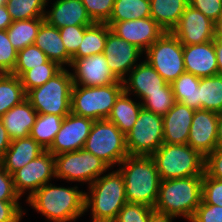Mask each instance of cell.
Returning <instances> with one entry per match:
<instances>
[{"label": "cell", "mask_w": 222, "mask_h": 222, "mask_svg": "<svg viewBox=\"0 0 222 222\" xmlns=\"http://www.w3.org/2000/svg\"><path fill=\"white\" fill-rule=\"evenodd\" d=\"M189 5L216 22L222 16V0H189Z\"/></svg>", "instance_id": "obj_45"}, {"label": "cell", "mask_w": 222, "mask_h": 222, "mask_svg": "<svg viewBox=\"0 0 222 222\" xmlns=\"http://www.w3.org/2000/svg\"><path fill=\"white\" fill-rule=\"evenodd\" d=\"M45 53L35 44L18 51L17 62L11 74L21 77L26 71L40 66L48 61Z\"/></svg>", "instance_id": "obj_37"}, {"label": "cell", "mask_w": 222, "mask_h": 222, "mask_svg": "<svg viewBox=\"0 0 222 222\" xmlns=\"http://www.w3.org/2000/svg\"><path fill=\"white\" fill-rule=\"evenodd\" d=\"M173 219H175V217L154 209L150 213L149 222H172Z\"/></svg>", "instance_id": "obj_51"}, {"label": "cell", "mask_w": 222, "mask_h": 222, "mask_svg": "<svg viewBox=\"0 0 222 222\" xmlns=\"http://www.w3.org/2000/svg\"><path fill=\"white\" fill-rule=\"evenodd\" d=\"M214 47L217 58V74L222 76V40L214 39Z\"/></svg>", "instance_id": "obj_52"}, {"label": "cell", "mask_w": 222, "mask_h": 222, "mask_svg": "<svg viewBox=\"0 0 222 222\" xmlns=\"http://www.w3.org/2000/svg\"><path fill=\"white\" fill-rule=\"evenodd\" d=\"M204 172L211 178L222 180V148H216L205 157Z\"/></svg>", "instance_id": "obj_47"}, {"label": "cell", "mask_w": 222, "mask_h": 222, "mask_svg": "<svg viewBox=\"0 0 222 222\" xmlns=\"http://www.w3.org/2000/svg\"><path fill=\"white\" fill-rule=\"evenodd\" d=\"M175 102L171 84L168 83L163 88V92L147 93V98L142 102V107L164 116L174 106Z\"/></svg>", "instance_id": "obj_38"}, {"label": "cell", "mask_w": 222, "mask_h": 222, "mask_svg": "<svg viewBox=\"0 0 222 222\" xmlns=\"http://www.w3.org/2000/svg\"><path fill=\"white\" fill-rule=\"evenodd\" d=\"M12 24V19L5 4L0 5V30H7Z\"/></svg>", "instance_id": "obj_50"}, {"label": "cell", "mask_w": 222, "mask_h": 222, "mask_svg": "<svg viewBox=\"0 0 222 222\" xmlns=\"http://www.w3.org/2000/svg\"><path fill=\"white\" fill-rule=\"evenodd\" d=\"M52 177L55 178V157L47 150L12 174L15 191L21 198L28 190L27 199L50 183Z\"/></svg>", "instance_id": "obj_12"}, {"label": "cell", "mask_w": 222, "mask_h": 222, "mask_svg": "<svg viewBox=\"0 0 222 222\" xmlns=\"http://www.w3.org/2000/svg\"><path fill=\"white\" fill-rule=\"evenodd\" d=\"M199 99L201 109L222 113V76L200 78Z\"/></svg>", "instance_id": "obj_33"}, {"label": "cell", "mask_w": 222, "mask_h": 222, "mask_svg": "<svg viewBox=\"0 0 222 222\" xmlns=\"http://www.w3.org/2000/svg\"><path fill=\"white\" fill-rule=\"evenodd\" d=\"M11 144V139L7 133L6 128L3 126V123L0 119V162L3 160L6 150Z\"/></svg>", "instance_id": "obj_49"}, {"label": "cell", "mask_w": 222, "mask_h": 222, "mask_svg": "<svg viewBox=\"0 0 222 222\" xmlns=\"http://www.w3.org/2000/svg\"><path fill=\"white\" fill-rule=\"evenodd\" d=\"M12 175L0 165V201H19Z\"/></svg>", "instance_id": "obj_46"}, {"label": "cell", "mask_w": 222, "mask_h": 222, "mask_svg": "<svg viewBox=\"0 0 222 222\" xmlns=\"http://www.w3.org/2000/svg\"><path fill=\"white\" fill-rule=\"evenodd\" d=\"M49 60L57 62L61 67L71 66L72 57L67 53L62 42L59 29L44 21L37 33L35 43Z\"/></svg>", "instance_id": "obj_25"}, {"label": "cell", "mask_w": 222, "mask_h": 222, "mask_svg": "<svg viewBox=\"0 0 222 222\" xmlns=\"http://www.w3.org/2000/svg\"><path fill=\"white\" fill-rule=\"evenodd\" d=\"M47 0H5L12 21L44 18Z\"/></svg>", "instance_id": "obj_35"}, {"label": "cell", "mask_w": 222, "mask_h": 222, "mask_svg": "<svg viewBox=\"0 0 222 222\" xmlns=\"http://www.w3.org/2000/svg\"><path fill=\"white\" fill-rule=\"evenodd\" d=\"M202 181L203 176L161 180L153 209L190 221L202 201Z\"/></svg>", "instance_id": "obj_4"}, {"label": "cell", "mask_w": 222, "mask_h": 222, "mask_svg": "<svg viewBox=\"0 0 222 222\" xmlns=\"http://www.w3.org/2000/svg\"><path fill=\"white\" fill-rule=\"evenodd\" d=\"M18 201H0V222H20L25 212Z\"/></svg>", "instance_id": "obj_48"}, {"label": "cell", "mask_w": 222, "mask_h": 222, "mask_svg": "<svg viewBox=\"0 0 222 222\" xmlns=\"http://www.w3.org/2000/svg\"><path fill=\"white\" fill-rule=\"evenodd\" d=\"M199 83V77H196L188 72L181 74L171 83L175 100L194 110L201 109V100L199 99Z\"/></svg>", "instance_id": "obj_30"}, {"label": "cell", "mask_w": 222, "mask_h": 222, "mask_svg": "<svg viewBox=\"0 0 222 222\" xmlns=\"http://www.w3.org/2000/svg\"><path fill=\"white\" fill-rule=\"evenodd\" d=\"M118 166L125 182L127 203L154 208L161 178L151 156H127Z\"/></svg>", "instance_id": "obj_2"}, {"label": "cell", "mask_w": 222, "mask_h": 222, "mask_svg": "<svg viewBox=\"0 0 222 222\" xmlns=\"http://www.w3.org/2000/svg\"><path fill=\"white\" fill-rule=\"evenodd\" d=\"M126 78L123 80L124 92H133L142 100L141 103L147 98V93L163 92L168 84L146 60L132 68Z\"/></svg>", "instance_id": "obj_19"}, {"label": "cell", "mask_w": 222, "mask_h": 222, "mask_svg": "<svg viewBox=\"0 0 222 222\" xmlns=\"http://www.w3.org/2000/svg\"><path fill=\"white\" fill-rule=\"evenodd\" d=\"M88 189L84 209H91L92 222H113L127 203L124 178L118 169L103 174Z\"/></svg>", "instance_id": "obj_3"}, {"label": "cell", "mask_w": 222, "mask_h": 222, "mask_svg": "<svg viewBox=\"0 0 222 222\" xmlns=\"http://www.w3.org/2000/svg\"><path fill=\"white\" fill-rule=\"evenodd\" d=\"M48 221L72 222L85 213V191L78 187H58L47 183L26 200Z\"/></svg>", "instance_id": "obj_1"}, {"label": "cell", "mask_w": 222, "mask_h": 222, "mask_svg": "<svg viewBox=\"0 0 222 222\" xmlns=\"http://www.w3.org/2000/svg\"><path fill=\"white\" fill-rule=\"evenodd\" d=\"M185 72L199 78L217 75L214 40L196 45H183Z\"/></svg>", "instance_id": "obj_20"}, {"label": "cell", "mask_w": 222, "mask_h": 222, "mask_svg": "<svg viewBox=\"0 0 222 222\" xmlns=\"http://www.w3.org/2000/svg\"><path fill=\"white\" fill-rule=\"evenodd\" d=\"M151 17L150 0H115L107 22H122Z\"/></svg>", "instance_id": "obj_34"}, {"label": "cell", "mask_w": 222, "mask_h": 222, "mask_svg": "<svg viewBox=\"0 0 222 222\" xmlns=\"http://www.w3.org/2000/svg\"><path fill=\"white\" fill-rule=\"evenodd\" d=\"M55 157V178L67 182H81L90 186L110 167L100 158L84 148L72 152H64Z\"/></svg>", "instance_id": "obj_9"}, {"label": "cell", "mask_w": 222, "mask_h": 222, "mask_svg": "<svg viewBox=\"0 0 222 222\" xmlns=\"http://www.w3.org/2000/svg\"><path fill=\"white\" fill-rule=\"evenodd\" d=\"M5 4V0H0V5Z\"/></svg>", "instance_id": "obj_55"}, {"label": "cell", "mask_w": 222, "mask_h": 222, "mask_svg": "<svg viewBox=\"0 0 222 222\" xmlns=\"http://www.w3.org/2000/svg\"><path fill=\"white\" fill-rule=\"evenodd\" d=\"M123 91V81L120 80L107 86L73 85L71 112L93 120L107 119Z\"/></svg>", "instance_id": "obj_7"}, {"label": "cell", "mask_w": 222, "mask_h": 222, "mask_svg": "<svg viewBox=\"0 0 222 222\" xmlns=\"http://www.w3.org/2000/svg\"><path fill=\"white\" fill-rule=\"evenodd\" d=\"M26 99L21 80L11 73L0 74V118Z\"/></svg>", "instance_id": "obj_31"}, {"label": "cell", "mask_w": 222, "mask_h": 222, "mask_svg": "<svg viewBox=\"0 0 222 222\" xmlns=\"http://www.w3.org/2000/svg\"><path fill=\"white\" fill-rule=\"evenodd\" d=\"M103 53L109 69L120 81L126 79V75L138 64L139 57L143 54L135 45L118 37L112 31L107 34Z\"/></svg>", "instance_id": "obj_17"}, {"label": "cell", "mask_w": 222, "mask_h": 222, "mask_svg": "<svg viewBox=\"0 0 222 222\" xmlns=\"http://www.w3.org/2000/svg\"><path fill=\"white\" fill-rule=\"evenodd\" d=\"M38 116L31 103L25 99L7 111L0 119L11 140L30 136Z\"/></svg>", "instance_id": "obj_24"}, {"label": "cell", "mask_w": 222, "mask_h": 222, "mask_svg": "<svg viewBox=\"0 0 222 222\" xmlns=\"http://www.w3.org/2000/svg\"><path fill=\"white\" fill-rule=\"evenodd\" d=\"M111 28L106 23H93L85 29L77 52L72 58H83L104 52L107 34Z\"/></svg>", "instance_id": "obj_28"}, {"label": "cell", "mask_w": 222, "mask_h": 222, "mask_svg": "<svg viewBox=\"0 0 222 222\" xmlns=\"http://www.w3.org/2000/svg\"><path fill=\"white\" fill-rule=\"evenodd\" d=\"M151 157L161 180L203 176L205 157L188 144L163 143Z\"/></svg>", "instance_id": "obj_5"}, {"label": "cell", "mask_w": 222, "mask_h": 222, "mask_svg": "<svg viewBox=\"0 0 222 222\" xmlns=\"http://www.w3.org/2000/svg\"><path fill=\"white\" fill-rule=\"evenodd\" d=\"M88 26H67L59 29L62 42L67 53L72 57L82 42L85 29Z\"/></svg>", "instance_id": "obj_43"}, {"label": "cell", "mask_w": 222, "mask_h": 222, "mask_svg": "<svg viewBox=\"0 0 222 222\" xmlns=\"http://www.w3.org/2000/svg\"><path fill=\"white\" fill-rule=\"evenodd\" d=\"M72 87L71 72L64 67L42 86L29 90L26 99L38 114L65 117L71 112Z\"/></svg>", "instance_id": "obj_6"}, {"label": "cell", "mask_w": 222, "mask_h": 222, "mask_svg": "<svg viewBox=\"0 0 222 222\" xmlns=\"http://www.w3.org/2000/svg\"><path fill=\"white\" fill-rule=\"evenodd\" d=\"M124 91L116 99L112 111L107 118L126 135L137 121L142 103L133 101Z\"/></svg>", "instance_id": "obj_27"}, {"label": "cell", "mask_w": 222, "mask_h": 222, "mask_svg": "<svg viewBox=\"0 0 222 222\" xmlns=\"http://www.w3.org/2000/svg\"><path fill=\"white\" fill-rule=\"evenodd\" d=\"M106 24L118 37L135 45L143 53L166 32L152 17Z\"/></svg>", "instance_id": "obj_16"}, {"label": "cell", "mask_w": 222, "mask_h": 222, "mask_svg": "<svg viewBox=\"0 0 222 222\" xmlns=\"http://www.w3.org/2000/svg\"><path fill=\"white\" fill-rule=\"evenodd\" d=\"M94 23H106L113 11L115 0H81Z\"/></svg>", "instance_id": "obj_40"}, {"label": "cell", "mask_w": 222, "mask_h": 222, "mask_svg": "<svg viewBox=\"0 0 222 222\" xmlns=\"http://www.w3.org/2000/svg\"><path fill=\"white\" fill-rule=\"evenodd\" d=\"M190 222H222V206L201 201Z\"/></svg>", "instance_id": "obj_44"}, {"label": "cell", "mask_w": 222, "mask_h": 222, "mask_svg": "<svg viewBox=\"0 0 222 222\" xmlns=\"http://www.w3.org/2000/svg\"><path fill=\"white\" fill-rule=\"evenodd\" d=\"M18 51L12 46L6 30H0V74L12 73Z\"/></svg>", "instance_id": "obj_41"}, {"label": "cell", "mask_w": 222, "mask_h": 222, "mask_svg": "<svg viewBox=\"0 0 222 222\" xmlns=\"http://www.w3.org/2000/svg\"><path fill=\"white\" fill-rule=\"evenodd\" d=\"M153 210L144 204L126 203L113 222H149Z\"/></svg>", "instance_id": "obj_39"}, {"label": "cell", "mask_w": 222, "mask_h": 222, "mask_svg": "<svg viewBox=\"0 0 222 222\" xmlns=\"http://www.w3.org/2000/svg\"><path fill=\"white\" fill-rule=\"evenodd\" d=\"M70 67L74 71L71 73L73 85L107 86L119 81L109 69L104 53L72 58Z\"/></svg>", "instance_id": "obj_14"}, {"label": "cell", "mask_w": 222, "mask_h": 222, "mask_svg": "<svg viewBox=\"0 0 222 222\" xmlns=\"http://www.w3.org/2000/svg\"><path fill=\"white\" fill-rule=\"evenodd\" d=\"M189 0H150V14L166 32H171L177 25Z\"/></svg>", "instance_id": "obj_26"}, {"label": "cell", "mask_w": 222, "mask_h": 222, "mask_svg": "<svg viewBox=\"0 0 222 222\" xmlns=\"http://www.w3.org/2000/svg\"><path fill=\"white\" fill-rule=\"evenodd\" d=\"M94 120L70 112L64 117L60 130L47 149L53 155L83 149Z\"/></svg>", "instance_id": "obj_15"}, {"label": "cell", "mask_w": 222, "mask_h": 222, "mask_svg": "<svg viewBox=\"0 0 222 222\" xmlns=\"http://www.w3.org/2000/svg\"><path fill=\"white\" fill-rule=\"evenodd\" d=\"M45 151L31 136L17 138L11 140L0 165L12 175Z\"/></svg>", "instance_id": "obj_23"}, {"label": "cell", "mask_w": 222, "mask_h": 222, "mask_svg": "<svg viewBox=\"0 0 222 222\" xmlns=\"http://www.w3.org/2000/svg\"><path fill=\"white\" fill-rule=\"evenodd\" d=\"M44 21L45 18L12 21L6 30L12 46L20 51L34 44L38 30Z\"/></svg>", "instance_id": "obj_29"}, {"label": "cell", "mask_w": 222, "mask_h": 222, "mask_svg": "<svg viewBox=\"0 0 222 222\" xmlns=\"http://www.w3.org/2000/svg\"><path fill=\"white\" fill-rule=\"evenodd\" d=\"M144 54L145 60L167 83L171 84L185 72L183 45L171 32H165Z\"/></svg>", "instance_id": "obj_10"}, {"label": "cell", "mask_w": 222, "mask_h": 222, "mask_svg": "<svg viewBox=\"0 0 222 222\" xmlns=\"http://www.w3.org/2000/svg\"><path fill=\"white\" fill-rule=\"evenodd\" d=\"M194 112V109L176 101L174 106L162 116L163 143L187 144Z\"/></svg>", "instance_id": "obj_21"}, {"label": "cell", "mask_w": 222, "mask_h": 222, "mask_svg": "<svg viewBox=\"0 0 222 222\" xmlns=\"http://www.w3.org/2000/svg\"><path fill=\"white\" fill-rule=\"evenodd\" d=\"M62 68L63 67H61L57 62L48 60L46 63L26 71L20 77L25 93L33 88L42 86Z\"/></svg>", "instance_id": "obj_36"}, {"label": "cell", "mask_w": 222, "mask_h": 222, "mask_svg": "<svg viewBox=\"0 0 222 222\" xmlns=\"http://www.w3.org/2000/svg\"><path fill=\"white\" fill-rule=\"evenodd\" d=\"M84 149L103 160L110 169L129 156L125 135L108 119L94 120Z\"/></svg>", "instance_id": "obj_8"}, {"label": "cell", "mask_w": 222, "mask_h": 222, "mask_svg": "<svg viewBox=\"0 0 222 222\" xmlns=\"http://www.w3.org/2000/svg\"><path fill=\"white\" fill-rule=\"evenodd\" d=\"M214 25L210 18L188 5L171 33L182 45L203 44L214 40Z\"/></svg>", "instance_id": "obj_13"}, {"label": "cell", "mask_w": 222, "mask_h": 222, "mask_svg": "<svg viewBox=\"0 0 222 222\" xmlns=\"http://www.w3.org/2000/svg\"><path fill=\"white\" fill-rule=\"evenodd\" d=\"M219 113L203 109L194 112L187 144L203 157L217 148Z\"/></svg>", "instance_id": "obj_18"}, {"label": "cell", "mask_w": 222, "mask_h": 222, "mask_svg": "<svg viewBox=\"0 0 222 222\" xmlns=\"http://www.w3.org/2000/svg\"><path fill=\"white\" fill-rule=\"evenodd\" d=\"M125 137L129 156H151L163 144L162 116L142 107Z\"/></svg>", "instance_id": "obj_11"}, {"label": "cell", "mask_w": 222, "mask_h": 222, "mask_svg": "<svg viewBox=\"0 0 222 222\" xmlns=\"http://www.w3.org/2000/svg\"><path fill=\"white\" fill-rule=\"evenodd\" d=\"M63 119L54 114H38L30 136L47 150L60 130Z\"/></svg>", "instance_id": "obj_32"}, {"label": "cell", "mask_w": 222, "mask_h": 222, "mask_svg": "<svg viewBox=\"0 0 222 222\" xmlns=\"http://www.w3.org/2000/svg\"><path fill=\"white\" fill-rule=\"evenodd\" d=\"M202 201L222 206V180L211 178L205 172L202 181Z\"/></svg>", "instance_id": "obj_42"}, {"label": "cell", "mask_w": 222, "mask_h": 222, "mask_svg": "<svg viewBox=\"0 0 222 222\" xmlns=\"http://www.w3.org/2000/svg\"><path fill=\"white\" fill-rule=\"evenodd\" d=\"M52 9L45 12V21L58 29L67 26H90L94 22L88 16L81 0H56Z\"/></svg>", "instance_id": "obj_22"}, {"label": "cell", "mask_w": 222, "mask_h": 222, "mask_svg": "<svg viewBox=\"0 0 222 222\" xmlns=\"http://www.w3.org/2000/svg\"><path fill=\"white\" fill-rule=\"evenodd\" d=\"M217 148H222V113L218 115Z\"/></svg>", "instance_id": "obj_53"}, {"label": "cell", "mask_w": 222, "mask_h": 222, "mask_svg": "<svg viewBox=\"0 0 222 222\" xmlns=\"http://www.w3.org/2000/svg\"><path fill=\"white\" fill-rule=\"evenodd\" d=\"M214 39L222 40V16L215 22Z\"/></svg>", "instance_id": "obj_54"}]
</instances>
